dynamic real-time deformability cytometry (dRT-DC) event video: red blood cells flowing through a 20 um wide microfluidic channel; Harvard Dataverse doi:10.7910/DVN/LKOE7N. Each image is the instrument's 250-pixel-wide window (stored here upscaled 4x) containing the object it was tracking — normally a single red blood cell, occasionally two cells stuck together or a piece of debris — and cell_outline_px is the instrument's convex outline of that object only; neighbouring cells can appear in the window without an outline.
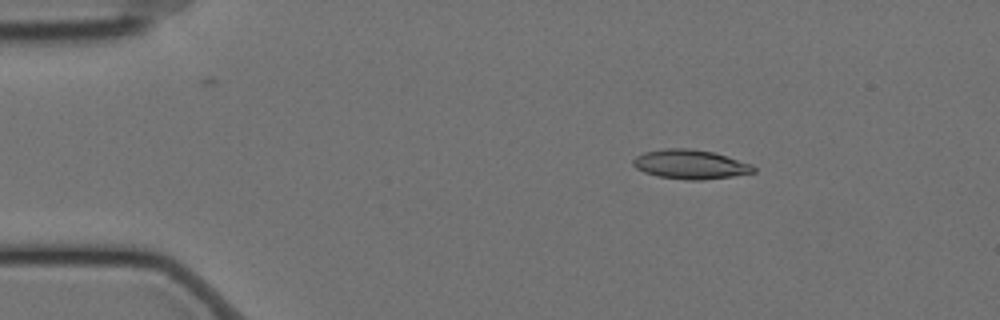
{"species": "Egyptian fruit bat (a non-hibernating species)", "species_latin": "Rousettus aegyptiacus", "temperature_condition": "cold", "stored_images_in_passage": 21, "camera_frame_rate_fps": 3000, "um_per_image_px": 0.085, "animal": {"sex": "female"}, "frame": {"image": 1, "passage_image": 3, "time_ms": 0.667, "image_size_px": [1000, 320], "cell_outline_px": [[756, 172], [732, 176], [700, 180], [688, 180], [656, 176], [644, 172], [636, 168], [632, 164], [632, 160], [636, 156], [644, 152], [664, 148], [688, 148], [712, 152], [752, 164], [756, 168]], "centroid_in_image_um": [58.65, 13.97], "position_along_channel_um": 26.3, "area_um2": 20.52}}
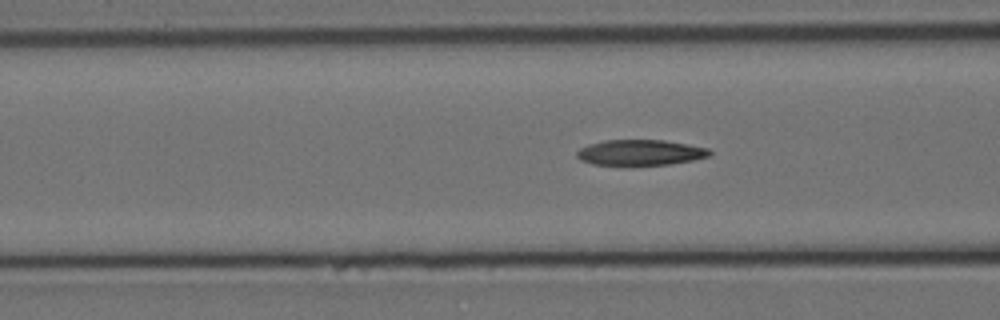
{"frame": {"image": 2, "passage_image": 16, "time_ms": 5.0, "image_size_px": [1000, 320], "cell_outline_px": [[712, 152], [708, 156], [692, 160], [672, 164], [632, 168], [592, 164], [580, 160], [576, 156], [576, 152], [580, 148], [588, 144], [604, 140], [664, 140], [688, 144], [708, 148]], "centroid_in_image_um": [54.37, 13.01], "position_along_channel_um": 112.2, "area_um2": 20.75}}
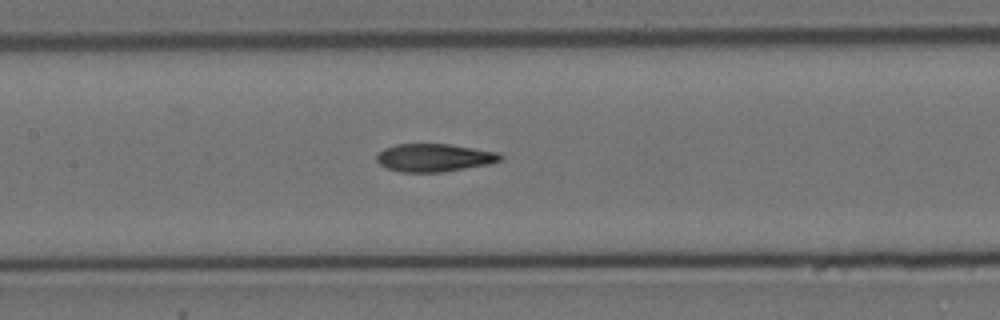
{"frame": {"image": 3, "passage_image": 21, "time_ms": 6.667, "image_size_px": [1000, 320], "cell_outline_px": [[504, 156], [500, 160], [488, 164], [440, 172], [400, 172], [384, 168], [376, 160], [376, 156], [384, 148], [396, 144], [448, 144], [496, 152]], "centroid_in_image_um": [36.85, 13.4], "position_along_channel_um": 170.6, "area_um2": 19.94}}